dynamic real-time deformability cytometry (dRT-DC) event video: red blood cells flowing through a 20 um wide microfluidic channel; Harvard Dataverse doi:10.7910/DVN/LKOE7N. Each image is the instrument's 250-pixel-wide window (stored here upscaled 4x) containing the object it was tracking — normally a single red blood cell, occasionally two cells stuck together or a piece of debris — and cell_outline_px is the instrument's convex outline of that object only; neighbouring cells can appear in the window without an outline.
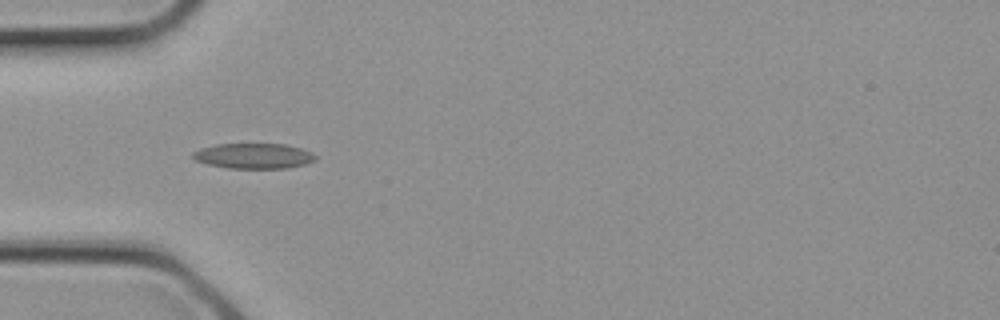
{"species": "common noctule bat (a hibernating species)", "species_latin": "Nyctalus noctula", "temperature_condition": "cold", "stored_images_in_passage": 2, "camera_frame_rate_fps": 3000, "um_per_image_px": 0.085, "animal": {"sex": "female", "body_mass_g": 21.9}, "frame": {"image": 1, "passage_image": 2, "time_ms": 0.333, "image_size_px": [1000, 320], "cell_outline_px": [[316, 160], [304, 164], [288, 168], [228, 168], [208, 164], [196, 160], [192, 156], [192, 152], [200, 148], [216, 144], [284, 144], [300, 148], [312, 152], [316, 156]], "centroid_in_image_um": [21.56, 13.25], "position_along_channel_um": 63.4, "area_um2": 18.03}}